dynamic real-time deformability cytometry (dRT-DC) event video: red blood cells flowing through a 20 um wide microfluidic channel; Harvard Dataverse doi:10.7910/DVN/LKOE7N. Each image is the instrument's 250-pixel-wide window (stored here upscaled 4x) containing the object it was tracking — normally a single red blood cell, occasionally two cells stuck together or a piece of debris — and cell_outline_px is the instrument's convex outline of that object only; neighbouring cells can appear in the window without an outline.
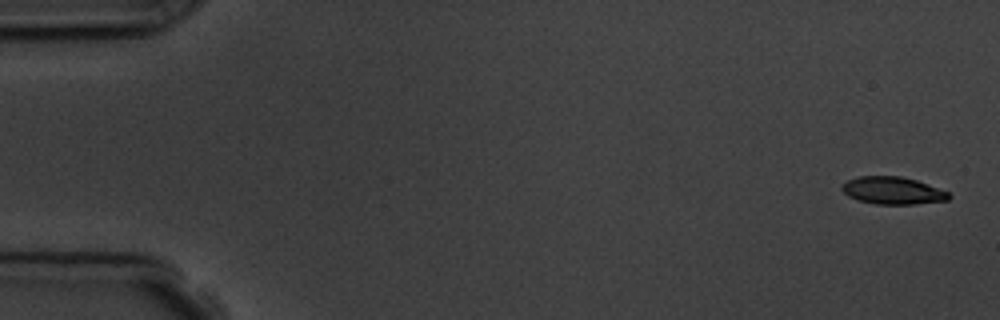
{"species": "common noctule bat (a hibernating species)", "species_latin": "Nyctalus noctula", "temperature_condition": "room temperature", "stored_images_in_passage": 5, "camera_frame_rate_fps": 3000, "um_per_image_px": 0.085, "animal": {"sex": "male", "body_mass_g": 19.5, "forearm_length_mm": 54.6}, "frame": {"image": 1, "passage_image": 1, "time_ms": 0.0, "image_size_px": [1000, 320], "cell_outline_px": [[952, 196], [948, 200], [916, 204], [876, 204], [860, 200], [848, 196], [840, 188], [848, 180], [860, 176], [900, 176], [916, 180], [948, 192]], "centroid_in_image_um": [75.89, 16.2], "position_along_channel_um": 9.1, "area_um2": 16.88}}
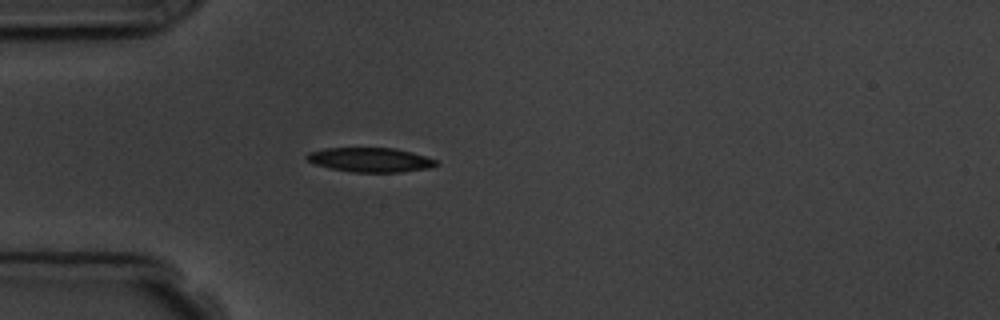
{"frame": {"image": 2, "passage_image": 5, "time_ms": 4.667, "image_size_px": [1000, 320], "cell_outline_px": [[440, 164], [428, 168], [400, 172], [352, 172], [328, 168], [316, 164], [308, 160], [304, 156], [308, 152], [324, 148], [396, 148], [412, 152], [436, 160]], "centroid_in_image_um": [31.45, 13.58], "position_along_channel_um": 53.5, "area_um2": 18.38}}